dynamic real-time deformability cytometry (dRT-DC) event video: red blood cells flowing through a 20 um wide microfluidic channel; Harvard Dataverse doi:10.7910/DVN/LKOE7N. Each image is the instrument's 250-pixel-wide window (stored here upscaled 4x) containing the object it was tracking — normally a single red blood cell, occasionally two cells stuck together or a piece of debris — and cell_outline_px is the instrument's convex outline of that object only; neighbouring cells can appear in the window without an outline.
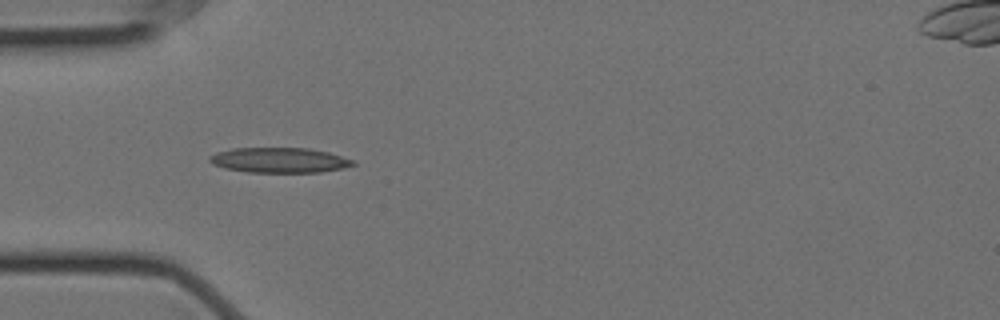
{"species": "Egyptian fruit bat (a non-hibernating species)", "species_latin": "Rousettus aegyptiacus", "temperature_condition": "cold", "stored_images_in_passage": 14, "camera_frame_rate_fps": 3000, "um_per_image_px": 0.085, "animal": {"sex": "female"}, "frame": {"image": 1, "passage_image": 4, "time_ms": 1.0, "image_size_px": [1000, 320], "cell_outline_px": [[356, 164], [344, 168], [320, 172], [248, 172], [224, 168], [212, 164], [208, 160], [208, 156], [216, 152], [232, 148], [308, 148], [328, 152], [356, 160]], "centroid_in_image_um": [23.74, 13.61], "position_along_channel_um": 61.3, "area_um2": 21.15}}
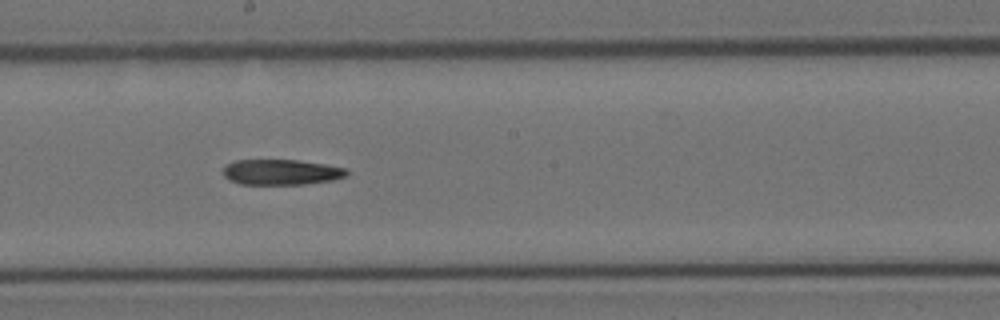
{"frame": {"image": 2, "passage_image": 8, "time_ms": 2.333, "image_size_px": [1000, 320], "cell_outline_px": [[348, 176], [332, 180], [304, 184], [240, 184], [228, 180], [224, 176], [224, 168], [228, 164], [236, 160], [296, 160], [324, 164], [348, 168]], "centroid_in_image_um": [23.93, 14.63], "position_along_channel_um": 224.3, "area_um2": 18.32}}
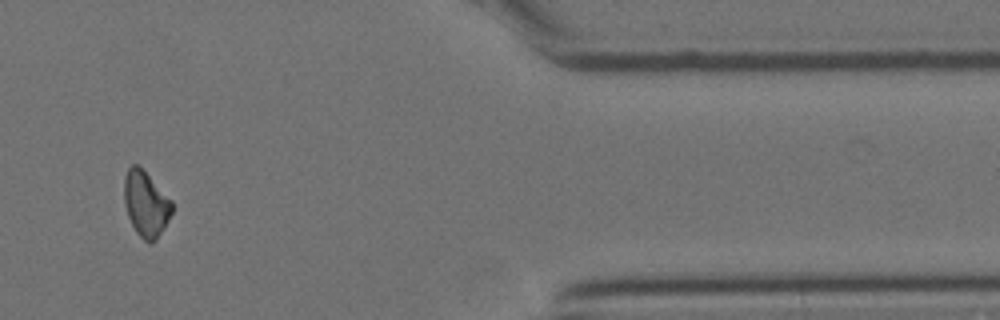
{"frame": {"image": 3, "passage_image": 13, "time_ms": 4.0, "image_size_px": [1000, 320], "cell_outline_px": [[172, 212], [164, 228], [156, 240], [152, 244], [148, 244], [136, 232], [128, 216], [124, 204], [124, 176], [128, 168], [132, 164], [136, 164], [172, 200]], "centroid_in_image_um": [12.39, 17.37], "position_along_channel_um": 399.0, "area_um2": 18.09}}